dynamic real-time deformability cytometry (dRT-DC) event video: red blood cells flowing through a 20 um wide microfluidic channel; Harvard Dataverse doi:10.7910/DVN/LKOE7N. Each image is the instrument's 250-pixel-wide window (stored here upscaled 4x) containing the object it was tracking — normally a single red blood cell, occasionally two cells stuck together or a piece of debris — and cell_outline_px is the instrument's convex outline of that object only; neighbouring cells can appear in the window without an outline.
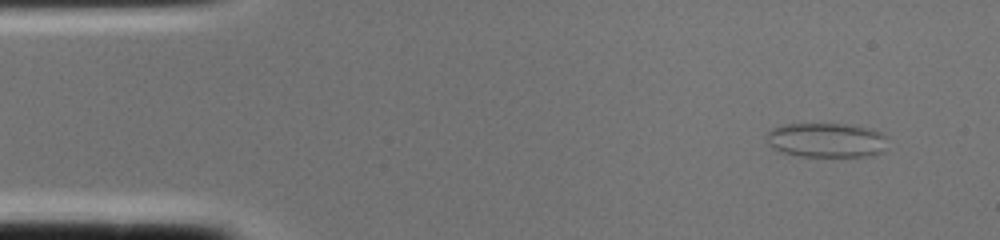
{"species": "common noctule bat (a hibernating species)", "species_latin": "Nyctalus noctula", "temperature_condition": "cold", "stored_images_in_passage": 1, "camera_frame_rate_fps": 3000, "um_per_image_px": 0.085, "animal": {"sex": "female", "body_mass_g": 22.0, "forearm_length_mm": 56.7}, "frame": {"image": 1, "passage_image": 1, "time_ms": 0.0, "image_size_px": [1000, 240], "cell_outline_px": [[888, 136], [880, 152], [864, 156], [800, 156], [784, 152], [768, 144], [764, 136], [772, 128], [780, 124], [848, 124], [880, 132]], "centroid_in_image_um": [70.18, 11.89], "position_along_channel_um": 14.8, "area_um2": 24.04}}